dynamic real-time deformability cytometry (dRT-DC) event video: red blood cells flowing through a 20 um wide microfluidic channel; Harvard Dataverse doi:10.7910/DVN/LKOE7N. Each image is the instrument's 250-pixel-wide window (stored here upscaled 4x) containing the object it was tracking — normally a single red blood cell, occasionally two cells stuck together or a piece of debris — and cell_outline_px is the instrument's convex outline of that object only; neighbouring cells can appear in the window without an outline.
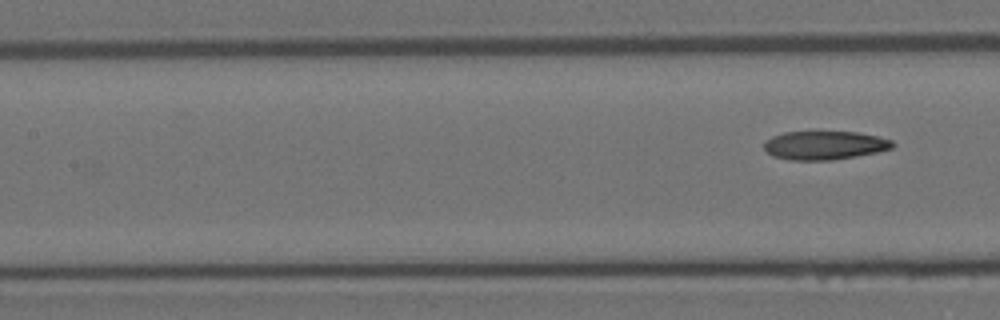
{"species": "Egyptian fruit bat (a non-hibernating species)", "species_latin": "Rousettus aegyptiacus", "temperature_condition": "room temperature", "stored_images_in_passage": 8, "camera_frame_rate_fps": 3000, "um_per_image_px": 0.085, "animal": {"sex": "female"}, "frame": {"image": 1, "passage_image": 8, "time_ms": 8.0, "image_size_px": [1000, 320], "cell_outline_px": [[896, 144], [892, 148], [876, 152], [856, 156], [832, 160], [788, 160], [772, 156], [764, 148], [764, 140], [772, 136], [784, 132], [856, 132], [876, 136], [892, 140]], "centroid_in_image_um": [70.06, 12.35], "position_along_channel_um": 137.3, "area_um2": 21.44}}